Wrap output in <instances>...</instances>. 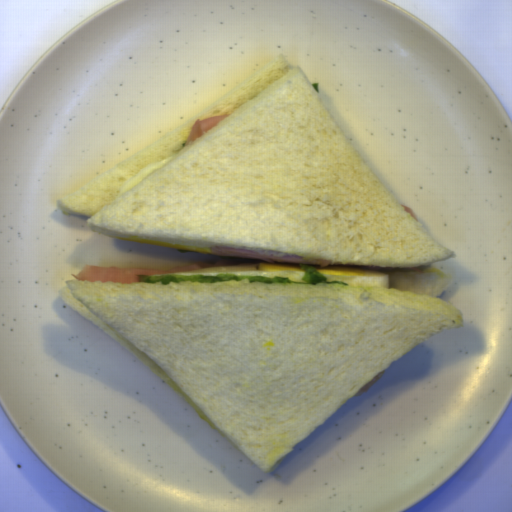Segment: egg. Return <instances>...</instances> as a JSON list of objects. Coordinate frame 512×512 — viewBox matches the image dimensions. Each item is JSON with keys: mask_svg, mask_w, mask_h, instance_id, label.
<instances>
[{"mask_svg": "<svg viewBox=\"0 0 512 512\" xmlns=\"http://www.w3.org/2000/svg\"><path fill=\"white\" fill-rule=\"evenodd\" d=\"M178 275H245L251 277H287L292 282H301L304 272L302 268L262 262H250L216 267H206L173 273Z\"/></svg>", "mask_w": 512, "mask_h": 512, "instance_id": "d2b9013d", "label": "egg"}, {"mask_svg": "<svg viewBox=\"0 0 512 512\" xmlns=\"http://www.w3.org/2000/svg\"><path fill=\"white\" fill-rule=\"evenodd\" d=\"M313 269L324 274L327 282L342 281L347 285L358 287H390V275L377 270L362 268L327 266L326 268L314 267Z\"/></svg>", "mask_w": 512, "mask_h": 512, "instance_id": "2799bb9f", "label": "egg"}, {"mask_svg": "<svg viewBox=\"0 0 512 512\" xmlns=\"http://www.w3.org/2000/svg\"><path fill=\"white\" fill-rule=\"evenodd\" d=\"M110 236L112 238L120 239V240L127 241V242H133V243H138V244L179 250V251L202 254V255L203 254H211V252H212L211 247H200V246H192V245H185V244H170V243L154 241V240L124 235V234H115V235H110Z\"/></svg>", "mask_w": 512, "mask_h": 512, "instance_id": "db1cbce2", "label": "egg"}, {"mask_svg": "<svg viewBox=\"0 0 512 512\" xmlns=\"http://www.w3.org/2000/svg\"><path fill=\"white\" fill-rule=\"evenodd\" d=\"M172 159L173 158L170 157L142 168L137 174H135L134 176L125 181L124 185L122 186L116 197H121L122 195L130 191L132 188L137 186L139 183L148 178L150 175L159 170Z\"/></svg>", "mask_w": 512, "mask_h": 512, "instance_id": "581b19a8", "label": "egg"}]
</instances>
